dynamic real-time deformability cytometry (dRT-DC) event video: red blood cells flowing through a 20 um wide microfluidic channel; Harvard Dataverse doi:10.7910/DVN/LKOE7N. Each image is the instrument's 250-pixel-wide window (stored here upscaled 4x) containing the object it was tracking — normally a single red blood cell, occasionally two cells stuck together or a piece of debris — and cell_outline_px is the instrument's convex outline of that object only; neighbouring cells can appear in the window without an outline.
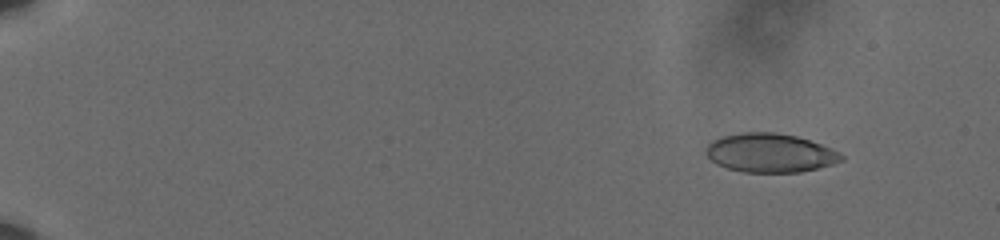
{"species": "human", "species_latin": "Homo sapiens", "temperature_condition": "cold", "stored_images_in_passage": 54, "camera_frame_rate_fps": 3000, "um_per_image_px": 0.085, "donor": {"sex": "male"}, "frame": {"image": 1, "passage_image": 1, "time_ms": 0.0, "image_size_px": [1000, 240], "cell_outline_px": [[844, 160], [832, 164], [800, 172], [744, 172], [728, 168], [716, 164], [704, 152], [704, 148], [712, 140], [724, 136], [740, 132], [776, 132], [796, 136], [832, 148], [840, 152], [844, 156]], "centroid_in_image_um": [65.45, 12.99], "position_along_channel_um": 19.6, "area_um2": 30.69}}
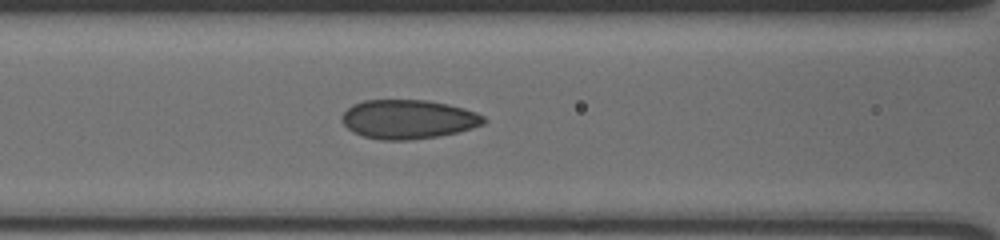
{"frame": {"image": 2, "passage_image": 23, "time_ms": 7.333, "image_size_px": [1000, 240], "cell_outline_px": [[488, 120], [484, 124], [472, 128], [456, 132], [436, 136], [412, 140], [380, 140], [364, 136], [352, 132], [340, 120], [340, 116], [352, 104], [364, 100], [428, 100], [448, 104], [464, 108], [476, 112], [484, 116]], "centroid_in_image_um": [34.69, 10.13], "position_along_channel_um": 131.9, "area_um2": 32.48}}
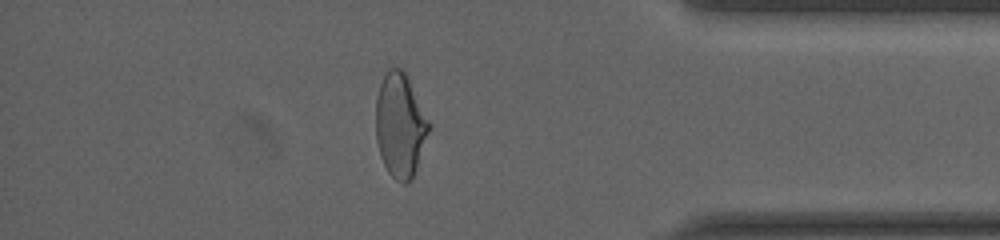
{"frame": {"image": 3, "passage_image": 47, "time_ms": 15.333, "image_size_px": [1000, 240], "cell_outline_px": [[432, 124], [412, 180], [408, 184], [404, 184], [396, 180], [388, 172], [380, 156], [376, 140], [376, 96], [380, 84], [388, 68], [400, 68], [404, 72]], "centroid_in_image_um": [34.02, 10.68], "position_along_channel_um": 401.2, "area_um2": 32.25}, "authors_computed_cell_mechanics": {"area_um2": 31.7611, "velocity_mm_per_s": 3.6224, "shape_relaxation_time_tau1_ms": null, "shape_relaxation_time_tau2_ms": 1.2447, "deformation_change_tau1": null, "deformation_change_tau2": 0.0582}}